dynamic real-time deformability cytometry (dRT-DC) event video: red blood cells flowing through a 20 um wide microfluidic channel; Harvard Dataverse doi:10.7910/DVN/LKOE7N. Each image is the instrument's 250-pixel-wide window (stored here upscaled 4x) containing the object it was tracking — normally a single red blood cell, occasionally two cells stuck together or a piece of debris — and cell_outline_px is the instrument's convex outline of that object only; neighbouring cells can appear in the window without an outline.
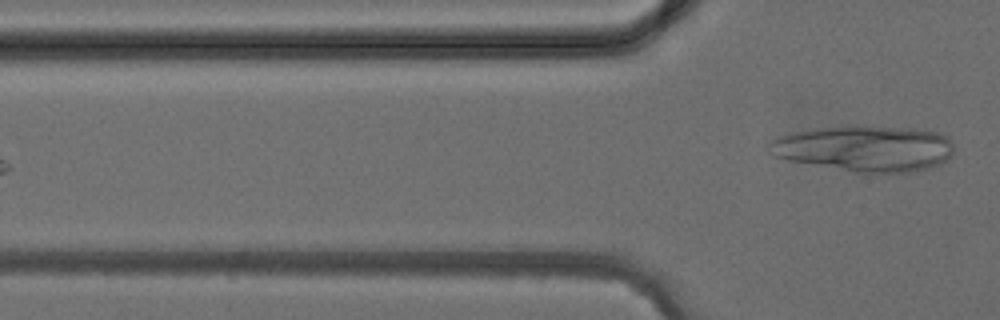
{"species": "common noctule bat (a hibernating species)", "species_latin": "Nyctalus noctula", "temperature_condition": "cold", "stored_images_in_passage": 6, "camera_frame_rate_fps": 3000, "um_per_image_px": 0.085, "animal": {"sex": "female", "body_mass_g": 24.6, "forearm_length_mm": 56.2}, "frame": {"image": 1, "passage_image": 6, "time_ms": 6.667, "image_size_px": [1000, 320], "cell_outline_px": [[952, 156], [948, 160], [940, 164], [928, 168], [912, 172], [856, 172], [788, 160], [776, 156], [768, 152], [768, 144], [776, 136], [792, 132], [816, 128], [912, 128], [940, 132], [948, 136], [952, 144]], "centroid_in_image_um": [73.52, 12.64], "position_along_channel_um": 52.3, "area_um2": 48.73}}